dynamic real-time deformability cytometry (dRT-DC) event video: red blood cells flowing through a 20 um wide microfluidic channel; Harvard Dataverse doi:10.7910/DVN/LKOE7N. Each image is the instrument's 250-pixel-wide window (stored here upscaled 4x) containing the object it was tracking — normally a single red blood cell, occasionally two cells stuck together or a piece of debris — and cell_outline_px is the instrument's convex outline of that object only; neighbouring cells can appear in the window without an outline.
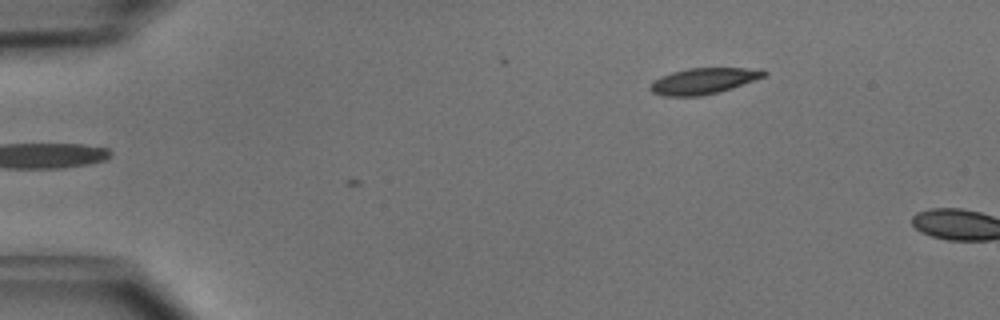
{"species": "common noctule bat (a hibernating species)", "species_latin": "Nyctalus noctula", "temperature_condition": "cold", "stored_images_in_passage": 3, "camera_frame_rate_fps": 3000, "um_per_image_px": 0.085, "animal": {"sex": "male", "body_mass_g": 15.6}, "frame": {"image": 1, "passage_image": 1, "time_ms": 0.0, "image_size_px": [1000, 320], "cell_outline_px": [[768, 72], [764, 76], [732, 88], [700, 96], [664, 96], [652, 92], [648, 88], [652, 80], [660, 76], [672, 72], [688, 68], [764, 68]], "centroid_in_image_um": [59.77, 6.87], "position_along_channel_um": 25.2, "area_um2": 17.28}}